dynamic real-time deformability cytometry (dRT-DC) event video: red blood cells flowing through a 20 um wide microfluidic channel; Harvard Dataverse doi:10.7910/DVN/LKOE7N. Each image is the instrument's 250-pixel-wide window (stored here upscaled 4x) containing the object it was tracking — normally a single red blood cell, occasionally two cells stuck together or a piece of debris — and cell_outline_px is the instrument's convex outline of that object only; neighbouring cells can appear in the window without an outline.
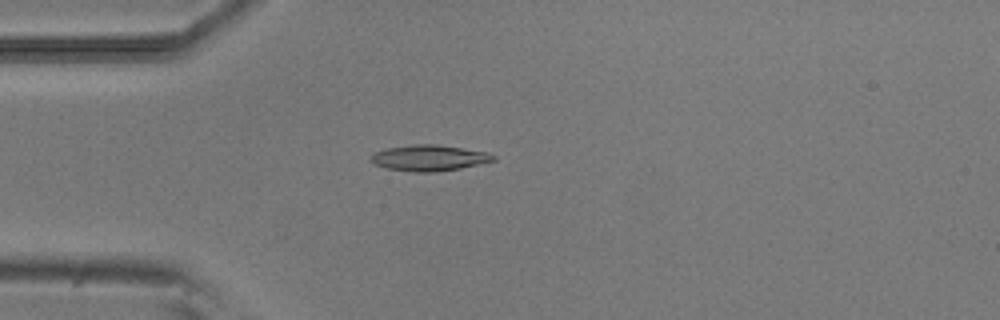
{"species": "common noctule bat (a hibernating species)", "species_latin": "Nyctalus noctula", "temperature_condition": "room temperature", "stored_images_in_passage": 32, "camera_frame_rate_fps": 3000, "um_per_image_px": 0.085, "animal": {"sex": "male", "body_mass_g": 20.5, "forearm_length_mm": 52.5}, "frame": {"image": 1, "passage_image": 14, "time_ms": 4.333, "image_size_px": [1000, 320], "cell_outline_px": [[496, 160], [460, 168], [436, 172], [412, 172], [388, 168], [376, 164], [372, 160], [372, 156], [376, 152], [388, 148], [412, 144], [436, 144], [488, 152], [496, 156]], "centroid_in_image_um": [36.53, 13.42], "position_along_channel_um": 48.5, "area_um2": 18.26}}
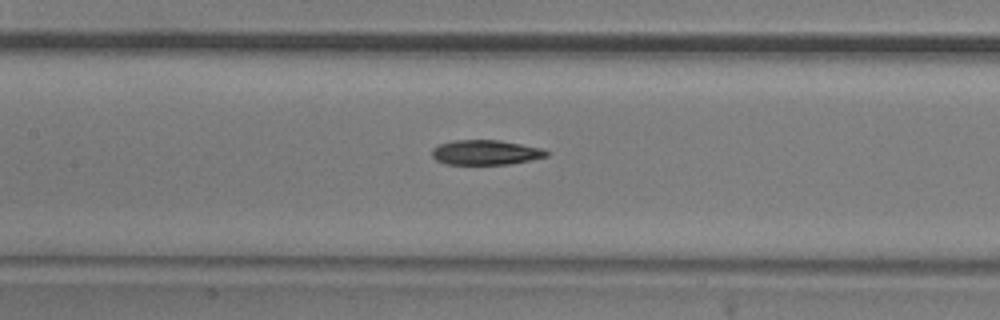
{"frame": {"image": 2, "passage_image": 24, "time_ms": 7.667, "image_size_px": [1000, 320], "cell_outline_px": [[548, 156], [508, 164], [444, 164], [436, 160], [432, 156], [432, 148], [440, 144], [452, 140], [500, 140], [540, 148], [548, 152]], "centroid_in_image_um": [41.22, 12.95], "position_along_channel_um": 166.2, "area_um2": 16.42}}
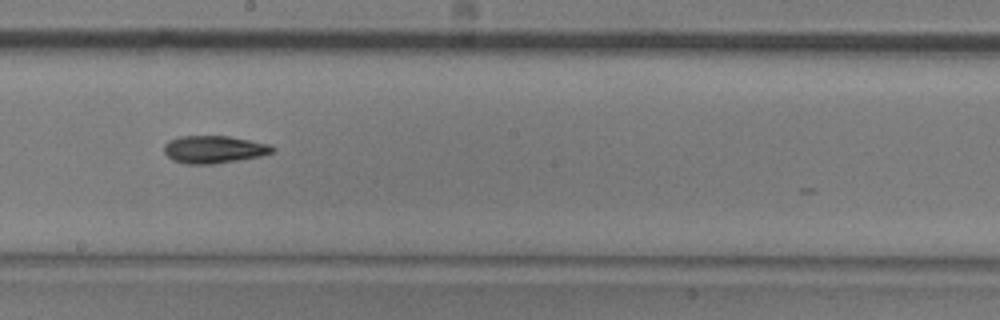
{"frame": {"image": 3, "passage_image": 29, "time_ms": 9.333, "image_size_px": [1000, 320], "cell_outline_px": [[276, 152], [260, 156], [212, 164], [188, 164], [172, 160], [164, 152], [164, 144], [168, 140], [180, 136], [228, 136], [272, 144], [276, 148]], "centroid_in_image_um": [18.21, 12.69], "position_along_channel_um": 230.0, "area_um2": 17.51}}